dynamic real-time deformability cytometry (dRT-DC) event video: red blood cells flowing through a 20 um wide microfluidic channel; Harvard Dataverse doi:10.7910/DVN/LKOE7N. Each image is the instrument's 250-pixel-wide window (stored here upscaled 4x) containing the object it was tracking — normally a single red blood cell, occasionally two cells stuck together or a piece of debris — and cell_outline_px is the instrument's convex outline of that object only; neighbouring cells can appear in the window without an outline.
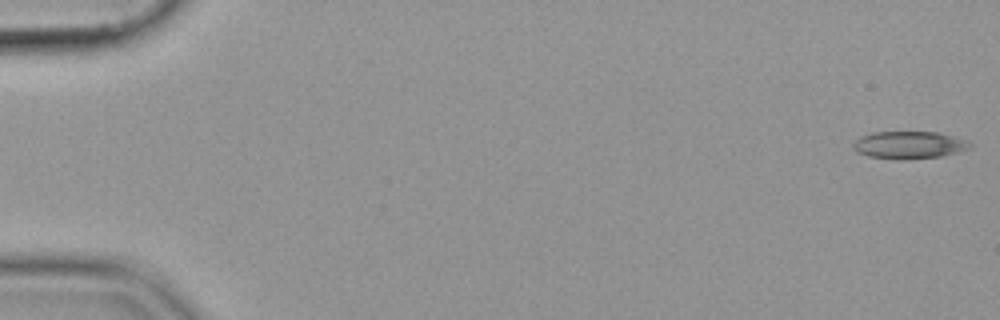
{"species": "common noctule bat (a hibernating species)", "species_latin": "Nyctalus noctula", "temperature_condition": "cold", "stored_images_in_passage": 55, "camera_frame_rate_fps": 3000, "um_per_image_px": 0.085, "animal": {"sex": "female", "body_mass_g": 19.9}, "frame": {"image": 1, "passage_image": 1, "time_ms": 0.0, "image_size_px": [1000, 320], "cell_outline_px": [[972, 148], [940, 156], [900, 160], [896, 160], [868, 156], [856, 152], [852, 148], [852, 144], [860, 136], [872, 132], [940, 132], [968, 140], [972, 144]], "centroid_in_image_um": [77.26, 12.32], "position_along_channel_um": 7.7, "area_um2": 18.9}}
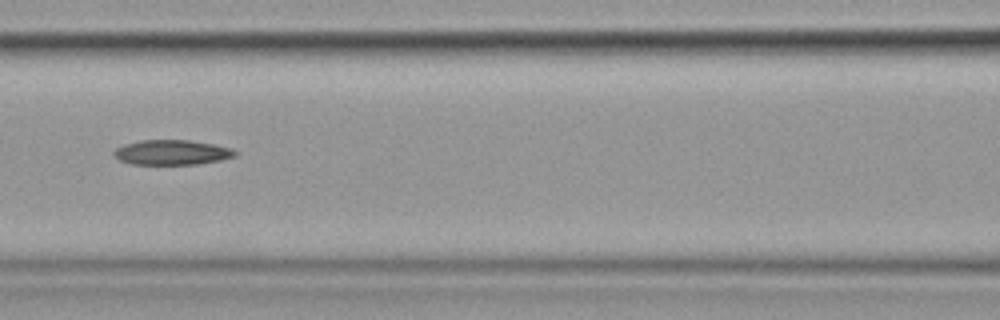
{"frame": {"image": 2, "passage_image": 25, "time_ms": 8.0, "image_size_px": [1000, 320], "cell_outline_px": [[236, 156], [220, 160], [196, 164], [132, 164], [120, 160], [112, 156], [112, 152], [116, 148], [124, 144], [140, 140], [188, 140], [212, 144], [232, 148], [236, 152]], "centroid_in_image_um": [14.57, 12.95], "position_along_channel_um": 152.0, "area_um2": 17.57}}
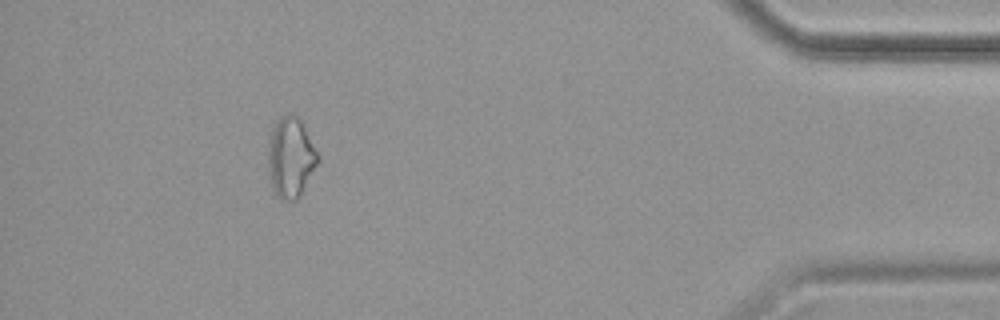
{"frame": {"image": 3, "passage_image": 50, "time_ms": 16.333, "image_size_px": [1000, 320], "cell_outline_px": [[320, 160], [296, 200], [280, 200], [276, 196], [272, 188], [268, 172], [268, 140], [272, 124], [280, 116], [288, 112], [296, 116], [300, 120], [320, 156]], "centroid_in_image_um": [24.67, 13.35], "position_along_channel_um": 410.5, "area_um2": 23.52}}